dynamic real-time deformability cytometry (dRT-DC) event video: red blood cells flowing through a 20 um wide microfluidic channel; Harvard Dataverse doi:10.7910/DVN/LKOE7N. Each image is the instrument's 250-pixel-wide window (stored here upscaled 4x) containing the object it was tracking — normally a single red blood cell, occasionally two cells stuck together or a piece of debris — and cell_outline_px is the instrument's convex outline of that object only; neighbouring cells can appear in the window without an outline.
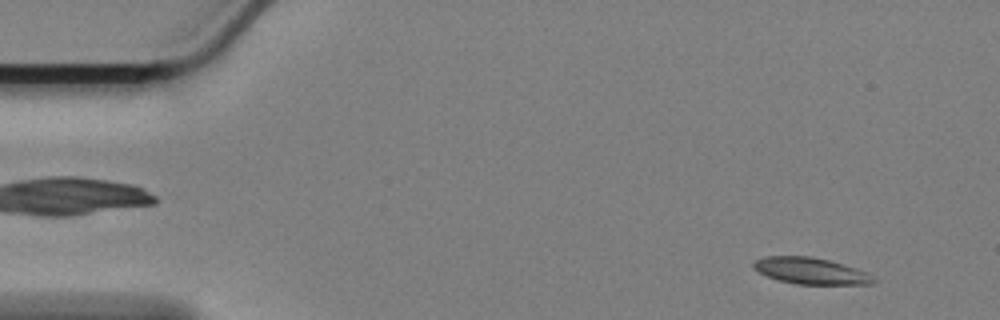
{"species": "Egyptian fruit bat (a non-hibernating species)", "species_latin": "Rousettus aegyptiacus", "temperature_condition": "cold", "stored_images_in_passage": 58, "camera_frame_rate_fps": 3000, "um_per_image_px": 0.085, "animal": {"sex": "female"}, "frame": {"image": 1, "passage_image": 4, "time_ms": 1.0, "image_size_px": [1000, 320], "cell_outline_px": [[880, 280], [872, 284], [796, 284], [776, 280], [752, 268], [752, 264], [756, 260], [764, 256], [812, 256], [828, 260], [856, 268]], "centroid_in_image_um": [68.9, 23.03], "position_along_channel_um": 16.1, "area_um2": 18.5}}
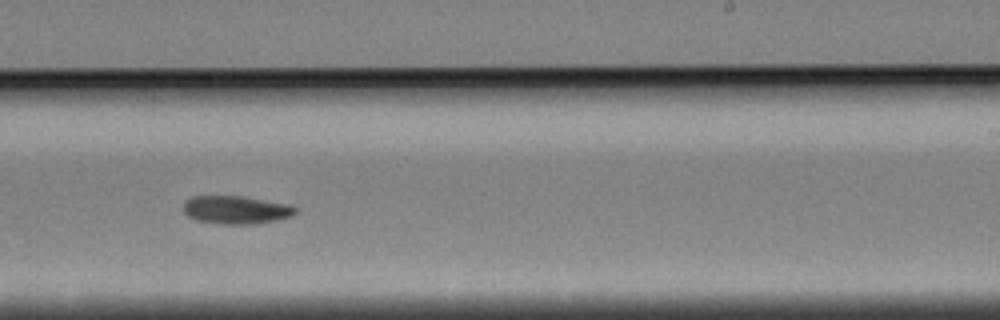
{"frame": {"image": 2, "passage_image": 35, "time_ms": 11.333, "image_size_px": [1000, 320], "cell_outline_px": [[296, 212], [292, 216], [276, 220], [252, 224], [220, 224], [196, 220], [188, 216], [184, 212], [184, 200], [192, 196], [244, 196], [288, 204], [296, 208]], "centroid_in_image_um": [20.04, 17.83], "position_along_channel_um": 269.0, "area_um2": 18.38}}
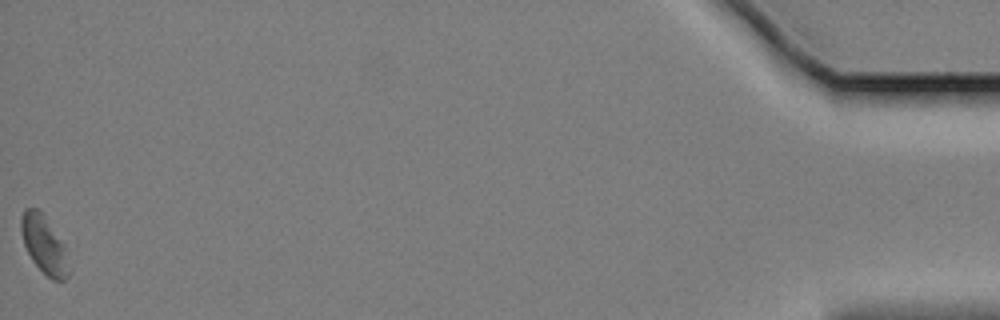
{"frame": {"image": 3, "passage_image": 58, "time_ms": 19.0, "image_size_px": [1000, 320], "cell_outline_px": [[72, 272], [64, 280], [52, 280], [32, 260], [24, 244], [20, 232], [20, 216], [24, 208], [36, 208], [40, 212], [64, 244], [72, 268]], "centroid_in_image_um": [3.77, 20.83], "position_along_channel_um": 431.4, "area_um2": 16.13}, "authors_computed_cell_mechanics": {"area_um2": 18.3804, "velocity_mm_per_s": 3.3679, "shape_relaxation_time_tau1_ms": 6.2603, "shape_relaxation_time_tau2_ms": null, "deformation_change_tau1": 0.1226, "deformation_change_tau2": null}}